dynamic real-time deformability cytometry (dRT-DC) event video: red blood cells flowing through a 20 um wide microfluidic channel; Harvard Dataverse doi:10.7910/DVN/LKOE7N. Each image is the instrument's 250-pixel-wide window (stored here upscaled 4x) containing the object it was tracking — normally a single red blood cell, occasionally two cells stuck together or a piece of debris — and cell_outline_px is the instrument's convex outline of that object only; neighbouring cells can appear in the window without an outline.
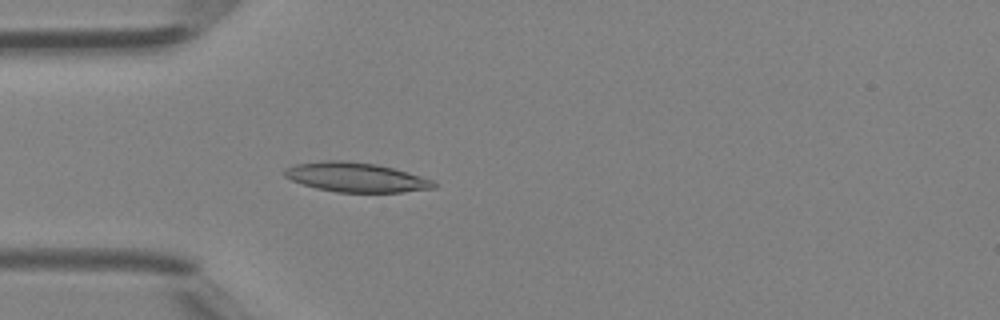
{"species": "Egyptian fruit bat (a non-hibernating species)", "species_latin": "Rousettus aegyptiacus", "temperature_condition": "room temperature", "stored_images_in_passage": 30, "camera_frame_rate_fps": 3000, "um_per_image_px": 0.085, "animal": {"sex": "female"}, "frame": {"image": 1, "passage_image": 5, "time_ms": 1.333, "image_size_px": [1000, 320], "cell_outline_px": [[436, 188], [400, 192], [336, 192], [316, 188], [292, 180], [284, 176], [284, 168], [296, 164], [324, 160], [344, 160], [376, 164], [392, 168], [420, 176], [432, 180], [436, 184]], "centroid_in_image_um": [30.23, 15.06], "position_along_channel_um": 54.8, "area_um2": 25.43}}
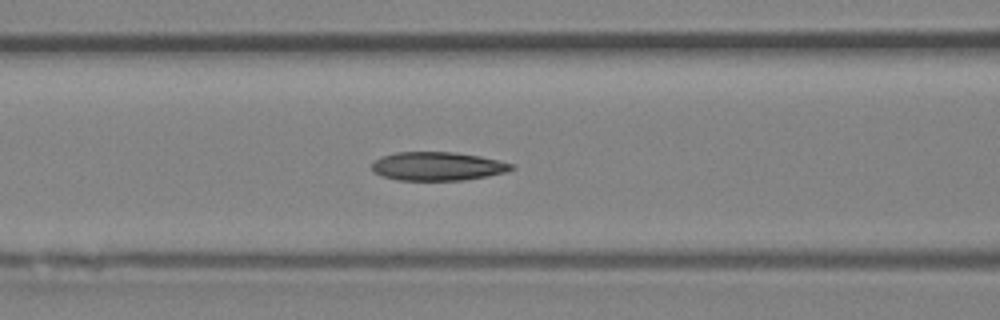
{"frame": {"image": 2, "passage_image": 10, "time_ms": 3.0, "image_size_px": [1000, 320], "cell_outline_px": [[516, 168], [504, 172], [488, 176], [464, 180], [396, 180], [372, 172], [372, 164], [376, 160], [384, 156], [396, 152], [452, 152], [480, 156], [516, 164]], "centroid_in_image_um": [37.23, 14.13], "position_along_channel_um": 129.4, "area_um2": 23.24}}
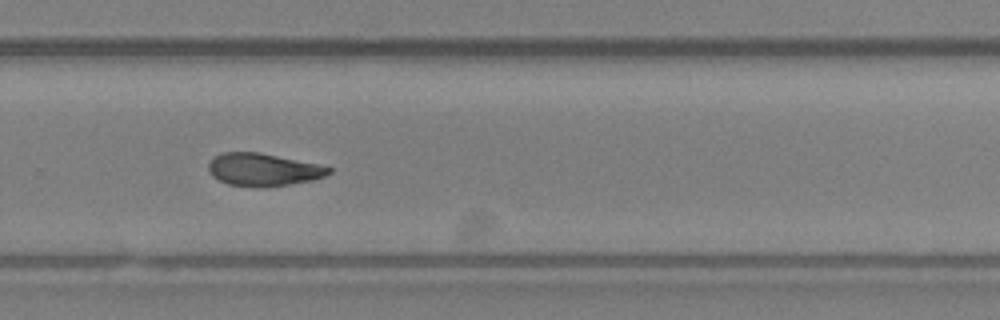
{"frame": {"image": 3, "passage_image": 21, "time_ms": 6.667, "image_size_px": [1000, 320], "cell_outline_px": [[332, 172], [324, 176], [312, 180], [264, 188], [260, 188], [228, 184], [212, 176], [208, 168], [208, 164], [220, 152], [260, 152], [316, 164], [332, 168]], "centroid_in_image_um": [22.35, 14.42], "position_along_channel_um": 307.4, "area_um2": 22.77}}